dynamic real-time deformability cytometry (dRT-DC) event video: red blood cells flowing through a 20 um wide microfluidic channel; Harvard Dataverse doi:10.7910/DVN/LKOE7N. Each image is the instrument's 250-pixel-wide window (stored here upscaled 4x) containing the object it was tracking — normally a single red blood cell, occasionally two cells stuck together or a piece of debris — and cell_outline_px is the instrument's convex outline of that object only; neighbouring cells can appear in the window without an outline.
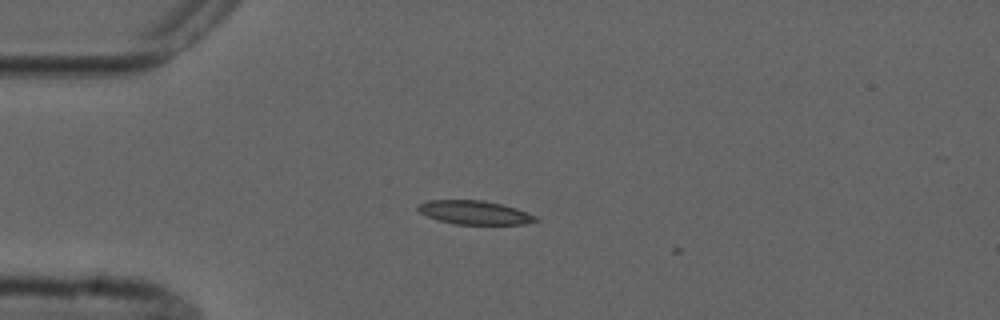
{"species": "common noctule bat (a hibernating species)", "species_latin": "Nyctalus noctula", "temperature_condition": "cold", "stored_images_in_passage": 5, "camera_frame_rate_fps": 3000, "um_per_image_px": 0.085, "animal": {"sex": "male", "forearm_length_mm": 52.5}, "frame": {"image": 1, "passage_image": 4, "time_ms": 4.0, "image_size_px": [1000, 320], "cell_outline_px": [[540, 220], [524, 224], [452, 224], [428, 216], [420, 212], [416, 208], [416, 204], [428, 200], [484, 200], [516, 208], [536, 216]], "centroid_in_image_um": [40.32, 18.06], "position_along_channel_um": 44.7, "area_um2": 16.24}}